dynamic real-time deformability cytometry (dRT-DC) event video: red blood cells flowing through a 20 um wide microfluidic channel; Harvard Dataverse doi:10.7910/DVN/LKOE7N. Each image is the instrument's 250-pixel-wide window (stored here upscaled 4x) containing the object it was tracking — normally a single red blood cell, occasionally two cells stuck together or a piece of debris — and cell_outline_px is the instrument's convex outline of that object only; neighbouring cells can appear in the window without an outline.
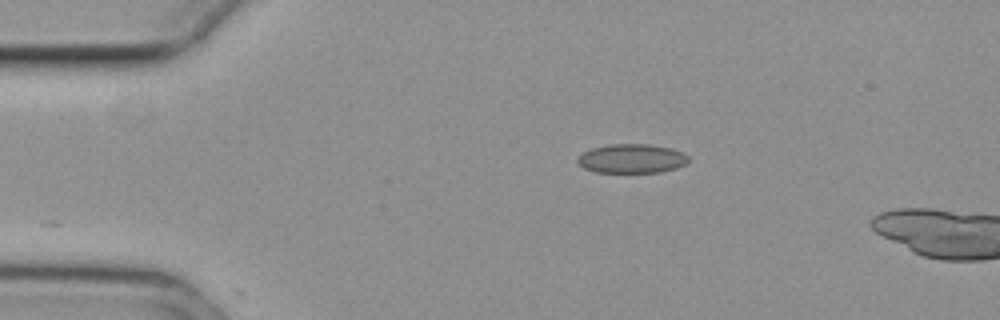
{"species": "common noctule bat (a hibernating species)", "species_latin": "Nyctalus noctula", "temperature_condition": "cold", "stored_images_in_passage": 33, "camera_frame_rate_fps": 3000, "um_per_image_px": 0.085, "animal": {"sex": "female", "body_mass_g": 29.2, "forearm_length_mm": 56.3}, "frame": {"image": 1, "passage_image": 1, "time_ms": 0.0, "image_size_px": [1000, 320], "cell_outline_px": [[688, 160], [684, 164], [676, 168], [660, 172], [596, 172], [584, 168], [576, 160], [576, 156], [592, 148], [612, 144], [652, 144], [672, 148], [684, 152], [688, 156]], "centroid_in_image_um": [53.7, 13.47], "position_along_channel_um": 31.3, "area_um2": 18.84}}
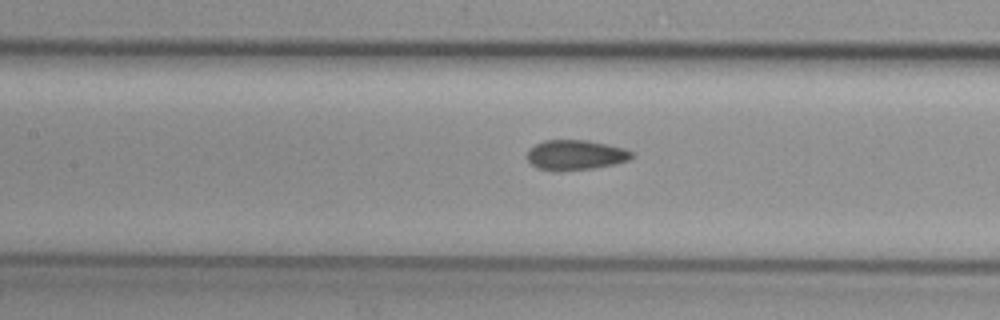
{"frame": {"image": 2, "passage_image": 15, "time_ms": 4.667, "image_size_px": [1000, 320], "cell_outline_px": [[632, 156], [628, 160], [616, 164], [596, 168], [560, 172], [552, 172], [536, 168], [524, 156], [528, 148], [544, 140], [588, 140], [608, 144], [624, 148], [632, 152]], "centroid_in_image_um": [48.86, 13.19], "position_along_channel_um": 158.5, "area_um2": 18.84}}
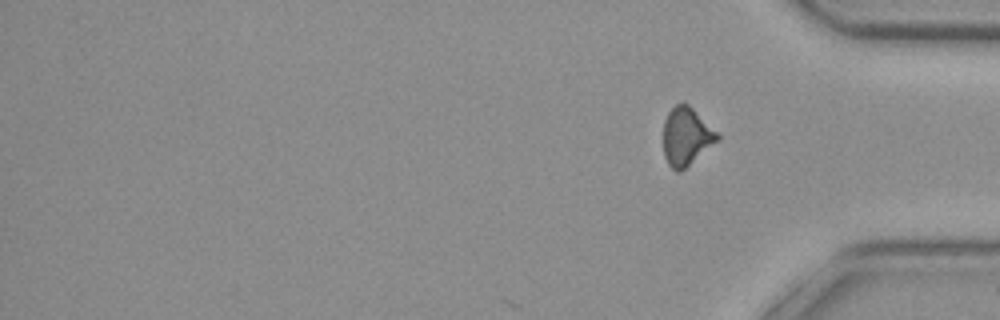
{"frame": {"image": 3, "passage_image": 33, "time_ms": 10.667, "image_size_px": [1000, 320], "cell_outline_px": [[720, 140], [680, 172], [676, 172], [668, 164], [664, 156], [664, 120], [668, 112], [676, 104], [684, 100], [720, 132]], "centroid_in_image_um": [58.38, 11.57], "position_along_channel_um": 376.8, "area_um2": 18.73}, "authors_computed_cell_mechanics": {"area_um2": 18.4382, "velocity_mm_per_s": 3.744, "shape_relaxation_time_tau1_ms": null, "shape_relaxation_time_tau2_ms": 2.7511, "deformation_change_tau1": null, "deformation_change_tau2": 0.0708}}